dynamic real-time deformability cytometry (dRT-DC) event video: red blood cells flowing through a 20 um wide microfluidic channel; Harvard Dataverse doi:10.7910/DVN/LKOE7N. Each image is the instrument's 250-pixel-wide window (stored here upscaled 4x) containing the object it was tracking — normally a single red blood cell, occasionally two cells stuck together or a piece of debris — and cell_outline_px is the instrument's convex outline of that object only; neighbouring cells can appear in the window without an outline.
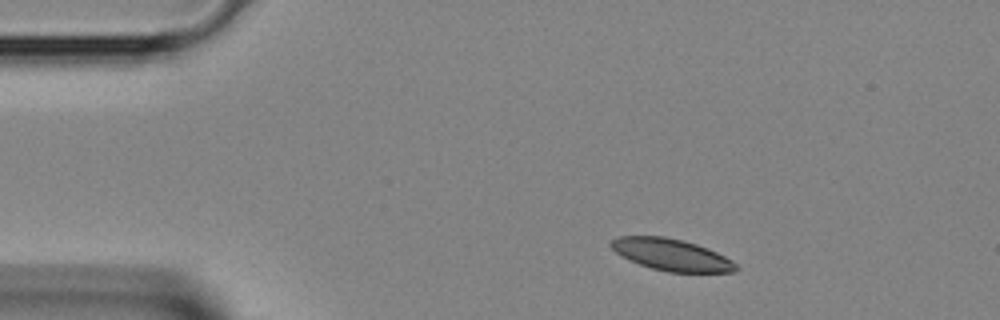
{"species": "Egyptian fruit bat (a non-hibernating species)", "species_latin": "Rousettus aegyptiacus", "temperature_condition": "room temperature", "stored_images_in_passage": 2, "segment_of_instrument_passage": [2, 2], "camera_frame_rate_fps": 3000, "um_per_image_px": 0.085, "animal": {"sex": "female"}, "frame": {"image": 1, "passage_image": 2, "time_ms": 0.333, "image_size_px": [1000, 320], "cell_outline_px": [[740, 268], [732, 272], [668, 272], [652, 268], [628, 260], [616, 252], [608, 244], [612, 240], [620, 236], [664, 236], [684, 240], [696, 244], [716, 252], [732, 260]], "centroid_in_image_um": [57.07, 21.65], "position_along_channel_um": 27.9, "area_um2": 23.06}}